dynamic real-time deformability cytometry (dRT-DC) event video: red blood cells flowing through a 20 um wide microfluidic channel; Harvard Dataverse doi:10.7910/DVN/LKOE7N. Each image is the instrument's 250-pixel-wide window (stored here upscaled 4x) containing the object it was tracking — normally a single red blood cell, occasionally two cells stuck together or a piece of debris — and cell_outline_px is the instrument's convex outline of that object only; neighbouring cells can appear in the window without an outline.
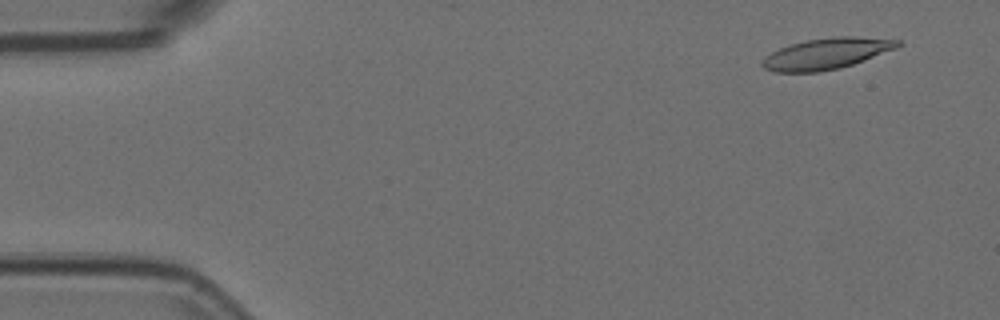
{"species": "Egyptian fruit bat (a non-hibernating species)", "species_latin": "Rousettus aegyptiacus", "temperature_condition": "room temperature", "stored_images_in_passage": 55, "camera_frame_rate_fps": 3000, "um_per_image_px": 0.085, "animal": {"sex": "female"}, "frame": {"image": 1, "passage_image": 4, "time_ms": 1.0, "image_size_px": [1000, 320], "cell_outline_px": [[904, 44], [896, 48], [864, 60], [840, 68], [816, 72], [772, 72], [764, 68], [760, 64], [772, 52], [780, 48], [792, 44], [808, 40], [832, 36], [852, 36], [900, 40]], "centroid_in_image_um": [70.27, 4.56], "position_along_channel_um": 14.7, "area_um2": 24.28}}
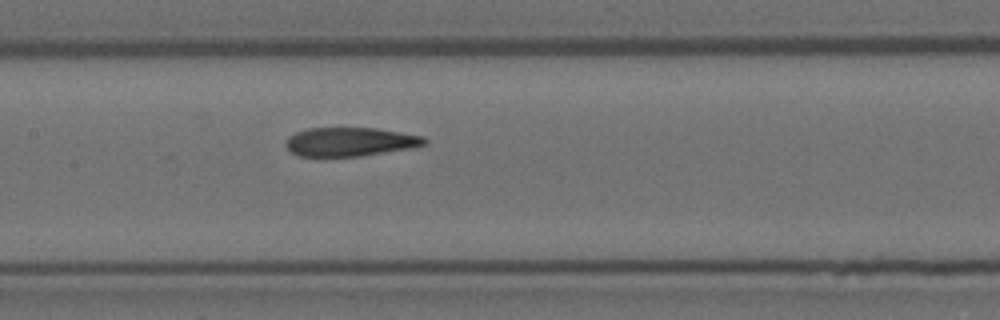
{"frame": {"image": 2, "passage_image": 26, "time_ms": 8.333, "image_size_px": [1000, 320], "cell_outline_px": [[428, 144], [412, 148], [360, 156], [300, 156], [292, 152], [284, 144], [288, 136], [296, 132], [308, 128], [376, 128], [424, 136], [428, 140]], "centroid_in_image_um": [29.79, 12.05], "position_along_channel_um": 177.6, "area_um2": 23.35}}
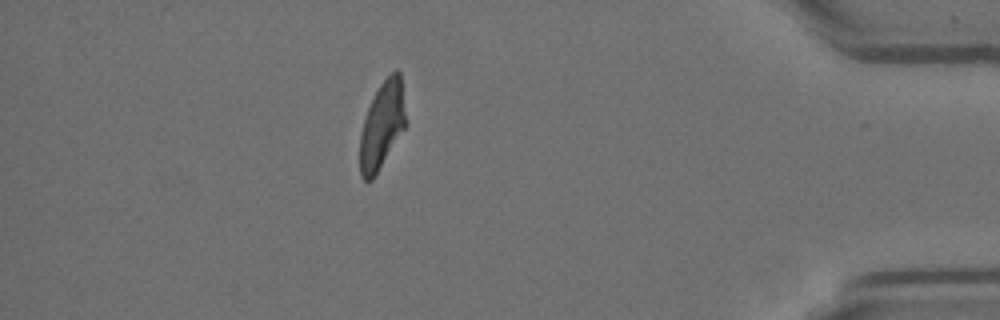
{"frame": {"image": 3, "passage_image": 48, "time_ms": 15.667, "image_size_px": [1000, 320], "cell_outline_px": [[404, 128], [372, 180], [364, 180], [360, 176], [360, 132], [368, 108], [380, 84], [396, 68], [400, 72], [404, 112]], "centroid_in_image_um": [32.44, 10.66], "position_along_channel_um": 402.8, "area_um2": 22.43}, "authors_computed_cell_mechanics": {"area_um2": 24.3916, "velocity_mm_per_s": 3.6913, "shape_relaxation_time_tau1_ms": null, "shape_relaxation_time_tau2_ms": 2.7527, "deformation_change_tau1": null, "deformation_change_tau2": 0.1173}}